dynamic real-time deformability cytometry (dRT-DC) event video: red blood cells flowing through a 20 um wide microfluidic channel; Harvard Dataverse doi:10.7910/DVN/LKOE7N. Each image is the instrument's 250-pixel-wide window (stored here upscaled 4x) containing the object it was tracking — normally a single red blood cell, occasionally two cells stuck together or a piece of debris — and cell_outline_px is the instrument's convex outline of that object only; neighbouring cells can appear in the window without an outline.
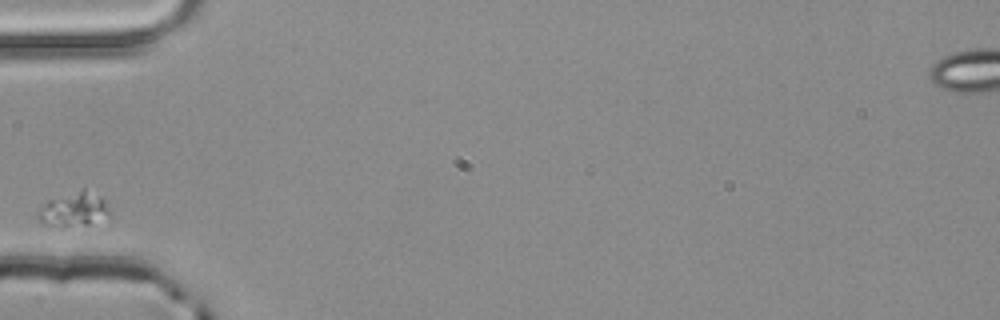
{"species": "common noctule bat (a hibernating species)", "species_latin": "Nyctalus noctula", "temperature_condition": "room temperature", "stored_images_in_passage": 1, "camera_frame_rate_fps": 3000, "um_per_image_px": 0.085, "animal": {"sex": "male", "body_mass_g": 20.4}, "frame": {"image": 1, "passage_image": 1, "time_ms": 0.0, "image_size_px": [1000, 320], "cell_outline_px": [[112, 212], [108, 216], [88, 224], [40, 224], [36, 220], [36, 212], [48, 200], [80, 188], [84, 188], [100, 196], [104, 200]], "centroid_in_image_um": [6.26, 17.75], "position_along_channel_um": 78.7, "area_um2": 14.1}}